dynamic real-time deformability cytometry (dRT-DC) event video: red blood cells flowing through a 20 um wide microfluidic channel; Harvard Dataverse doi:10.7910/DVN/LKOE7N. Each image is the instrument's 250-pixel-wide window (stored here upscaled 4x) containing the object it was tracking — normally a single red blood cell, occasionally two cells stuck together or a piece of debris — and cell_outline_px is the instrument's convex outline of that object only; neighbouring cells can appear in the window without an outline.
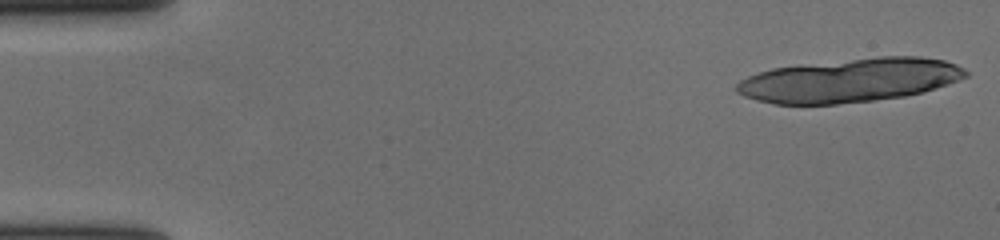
{"species": "human", "species_latin": "Homo sapiens", "temperature_condition": "cold", "stored_images_in_passage": 21, "camera_frame_rate_fps": 3000, "um_per_image_px": 0.085, "donor": {"sex": "female"}, "frame": {"image": 1, "passage_image": 1, "time_ms": 0.0, "image_size_px": [1000, 240], "cell_outline_px": [[968, 76], [924, 92], [904, 96], [872, 100], [836, 104], [776, 104], [756, 100], [744, 96], [736, 92], [736, 84], [740, 80], [748, 76], [772, 68], [800, 64], [880, 56], [920, 56], [944, 60], [956, 64], [964, 68], [968, 72]], "centroid_in_image_um": [72.23, 6.82], "position_along_channel_um": 12.8, "area_um2": 58.38}}
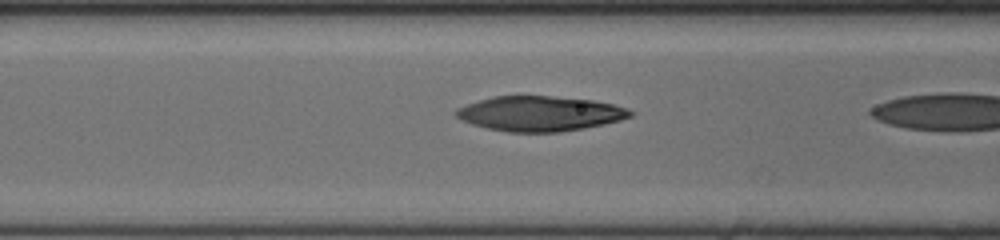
{"frame": {"image": 2, "passage_image": 20, "time_ms": 6.333, "image_size_px": [1000, 240], "cell_outline_px": [[632, 116], [620, 120], [604, 124], [584, 128], [560, 132], [508, 132], [488, 128], [472, 124], [456, 116], [452, 112], [456, 108], [492, 96], [548, 96], [592, 100], [612, 104], [628, 108], [632, 112]], "centroid_in_image_um": [45.88, 9.66], "position_along_channel_um": 120.7, "area_um2": 35.32}}